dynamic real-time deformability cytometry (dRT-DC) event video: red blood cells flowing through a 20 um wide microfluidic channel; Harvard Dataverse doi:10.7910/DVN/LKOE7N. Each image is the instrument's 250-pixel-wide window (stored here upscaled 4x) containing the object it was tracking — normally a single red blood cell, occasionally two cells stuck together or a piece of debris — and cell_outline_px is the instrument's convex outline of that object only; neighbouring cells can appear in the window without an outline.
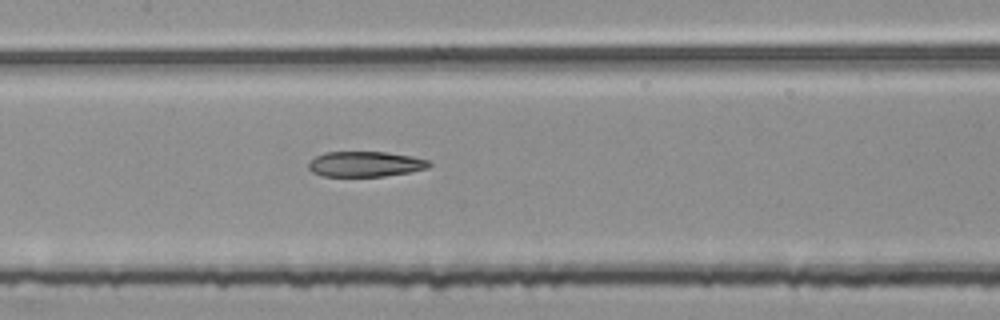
{"species": "common noctule bat (a hibernating species)", "species_latin": "Nyctalus noctula", "temperature_condition": "room temperature", "stored_images_in_passage": 43, "segment_of_instrument_passage": [2, 2], "camera_frame_rate_fps": 3000, "um_per_image_px": 0.085, "animal": {"sex": "female", "body_mass_g": 25.1}, "frame": {"image": 1, "passage_image": 15, "time_ms": 4.667, "image_size_px": [1000, 320], "cell_outline_px": [[432, 164], [428, 168], [408, 172], [384, 176], [324, 176], [312, 172], [308, 168], [308, 164], [316, 156], [324, 152], [384, 152], [412, 156], [428, 160]], "centroid_in_image_um": [31.05, 13.94], "position_along_channel_um": 176.4, "area_um2": 17.69}}
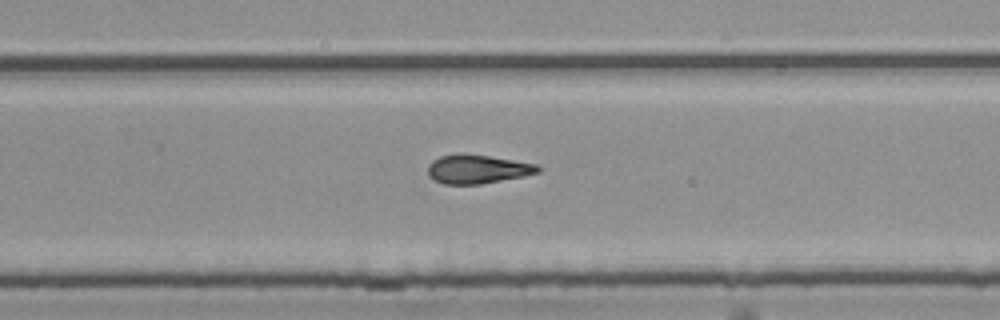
{"frame": {"image": 2, "passage_image": 24, "time_ms": 7.667, "image_size_px": [1000, 320], "cell_outline_px": [[540, 172], [524, 176], [480, 184], [444, 184], [432, 180], [428, 176], [428, 164], [432, 160], [440, 156], [488, 156], [536, 164], [540, 168]], "centroid_in_image_um": [40.57, 14.42], "position_along_channel_um": 289.2, "area_um2": 17.92}}
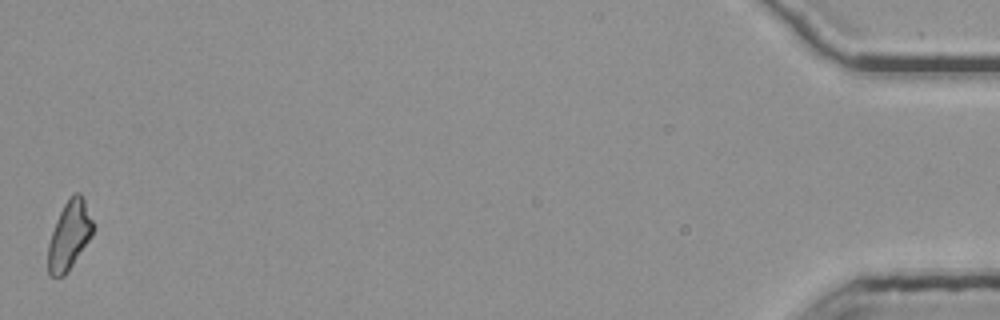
{"frame": {"image": 3, "passage_image": 43, "time_ms": 14.0, "image_size_px": [1000, 320], "cell_outline_px": [[96, 228], [92, 236], [64, 276], [52, 276], [48, 272], [48, 244], [56, 220], [68, 196], [72, 192], [80, 192], [84, 200]], "centroid_in_image_um": [5.91, 19.96], "position_along_channel_um": 429.3, "area_um2": 17.98}}